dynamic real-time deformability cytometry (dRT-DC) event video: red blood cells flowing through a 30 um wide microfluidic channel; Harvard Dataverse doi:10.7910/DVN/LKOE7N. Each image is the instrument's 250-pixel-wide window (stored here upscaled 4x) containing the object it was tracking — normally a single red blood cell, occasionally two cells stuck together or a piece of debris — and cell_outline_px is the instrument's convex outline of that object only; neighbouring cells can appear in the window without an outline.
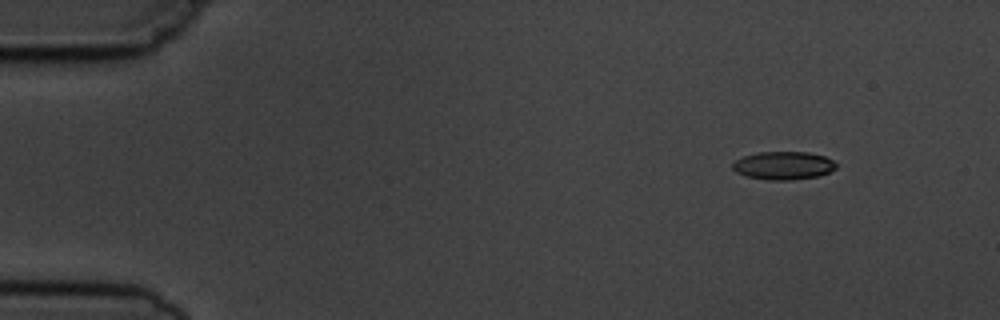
{"species": "common noctule bat (a hibernating species)", "species_latin": "Nyctalus noctula", "temperature_condition": "cold", "stored_images_in_passage": 4, "camera_frame_rate_fps": 3000, "um_per_image_px": 0.085, "animal": {"sex": "male", "body_mass_g": 19.5, "forearm_length_mm": 54.6}, "frame": {"image": 1, "passage_image": 2, "time_ms": 1.0, "image_size_px": [1000, 320], "cell_outline_px": [[836, 168], [820, 176], [792, 180], [768, 180], [744, 176], [736, 172], [732, 168], [732, 164], [736, 160], [744, 156], [760, 152], [808, 152], [824, 156], [832, 160], [836, 164]], "centroid_in_image_um": [66.58, 14.08], "position_along_channel_um": 18.4, "area_um2": 16.99}}